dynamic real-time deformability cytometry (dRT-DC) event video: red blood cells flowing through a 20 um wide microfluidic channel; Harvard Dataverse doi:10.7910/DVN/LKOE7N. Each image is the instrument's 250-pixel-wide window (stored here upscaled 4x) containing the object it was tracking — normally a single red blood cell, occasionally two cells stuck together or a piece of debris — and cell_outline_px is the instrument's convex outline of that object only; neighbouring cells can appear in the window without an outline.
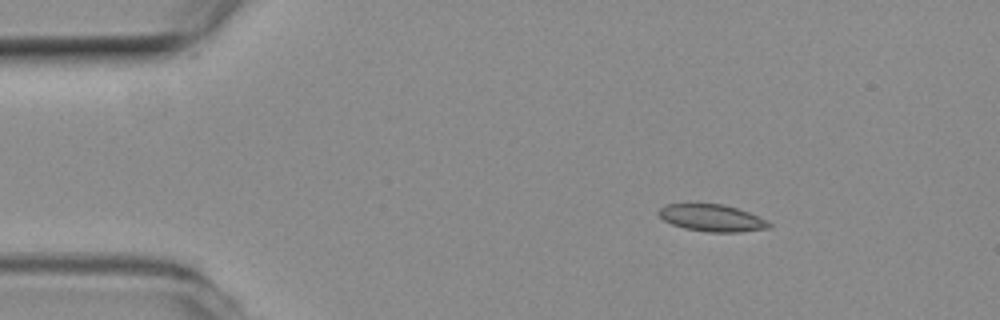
{"species": "common noctule bat (a hibernating species)", "species_latin": "Nyctalus noctula", "temperature_condition": "room temperature", "stored_images_in_passage": 5, "camera_frame_rate_fps": 3000, "um_per_image_px": 0.085, "animal": {"sex": "female", "body_mass_g": 19.3, "forearm_length_mm": 54.1}, "frame": {"image": 1, "passage_image": 2, "time_ms": 0.333, "image_size_px": [1000, 320], "cell_outline_px": [[772, 228], [740, 232], [704, 232], [684, 228], [672, 224], [664, 220], [656, 212], [660, 208], [668, 204], [724, 204], [748, 212], [772, 224]], "centroid_in_image_um": [60.51, 18.54], "position_along_channel_um": 24.5, "area_um2": 17.28}}
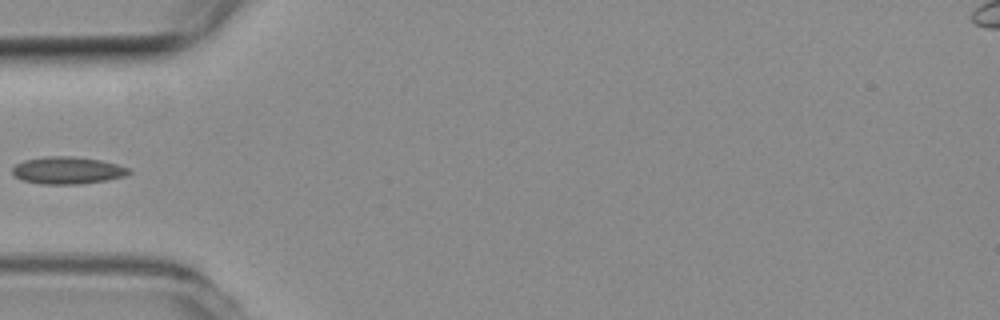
{"frame": {"image": 2, "passage_image": 5, "time_ms": 1.333, "image_size_px": [1000, 320], "cell_outline_px": [[132, 172], [124, 176], [108, 180], [80, 184], [40, 184], [24, 180], [16, 176], [12, 172], [12, 168], [16, 164], [24, 160], [44, 156], [72, 156], [100, 160], [116, 164], [128, 168]], "centroid_in_image_um": [5.74, 14.48], "position_along_channel_um": 79.3, "area_um2": 18.44}}